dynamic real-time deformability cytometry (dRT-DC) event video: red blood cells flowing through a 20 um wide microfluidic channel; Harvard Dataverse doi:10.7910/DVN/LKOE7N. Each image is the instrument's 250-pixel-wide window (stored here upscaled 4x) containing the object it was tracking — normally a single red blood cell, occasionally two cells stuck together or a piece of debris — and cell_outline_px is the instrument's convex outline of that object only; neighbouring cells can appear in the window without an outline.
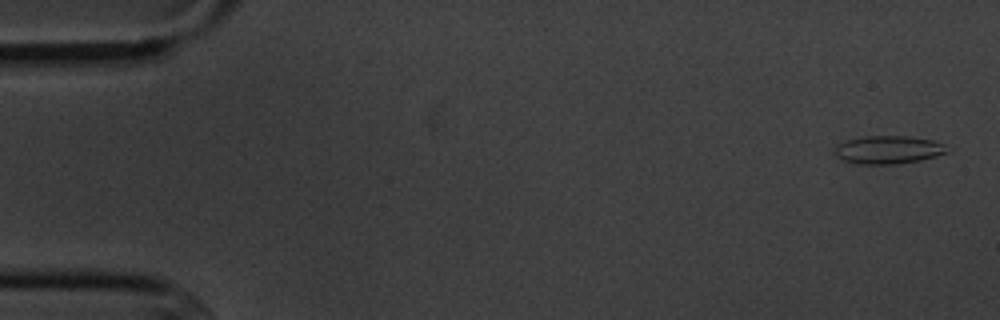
{"species": "common noctule bat (a hibernating species)", "species_latin": "Nyctalus noctula", "temperature_condition": "cold", "stored_images_in_passage": 5, "camera_frame_rate_fps": 3000, "um_per_image_px": 0.085, "animal": {"sex": "male", "body_mass_g": 20.1, "forearm_length_mm": 53.5}, "frame": {"image": 1, "passage_image": 1, "time_ms": 0.0, "image_size_px": [1000, 320], "cell_outline_px": [[948, 152], [936, 156], [920, 160], [896, 164], [860, 164], [844, 160], [836, 156], [836, 148], [840, 144], [848, 140], [864, 136], [908, 136], [936, 140], [944, 144]], "centroid_in_image_um": [75.56, 12.72], "position_along_channel_um": 9.4, "area_um2": 18.21}}
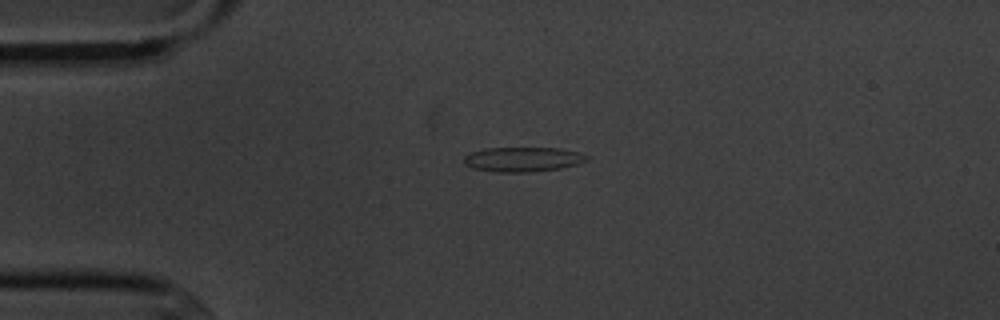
{"frame": {"image": 2, "passage_image": 4, "time_ms": 3.667, "image_size_px": [1000, 320], "cell_outline_px": [[588, 160], [576, 164], [560, 168], [528, 172], [496, 172], [472, 168], [464, 164], [464, 156], [472, 152], [484, 148], [560, 148], [576, 152], [588, 156]], "centroid_in_image_um": [44.4, 13.54], "position_along_channel_um": 40.6, "area_um2": 17.51}}